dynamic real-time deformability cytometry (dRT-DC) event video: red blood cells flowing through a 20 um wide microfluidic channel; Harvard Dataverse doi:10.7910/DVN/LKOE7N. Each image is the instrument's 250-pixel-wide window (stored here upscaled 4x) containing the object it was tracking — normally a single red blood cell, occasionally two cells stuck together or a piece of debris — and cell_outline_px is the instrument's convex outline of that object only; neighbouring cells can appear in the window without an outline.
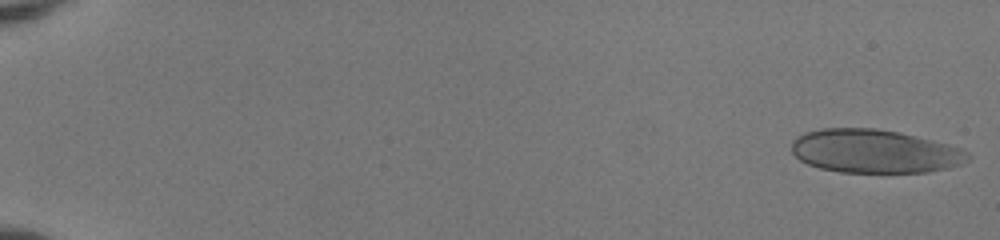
{"species": "human", "species_latin": "Homo sapiens", "temperature_condition": "room temperature", "stored_images_in_passage": 53, "camera_frame_rate_fps": 3000, "um_per_image_px": 0.085, "donor": {"sex": "female"}, "frame": {"image": 1, "passage_image": 1, "time_ms": 0.0, "image_size_px": [1000, 240], "cell_outline_px": [[972, 156], [968, 160], [960, 164], [948, 168], [928, 172], [840, 172], [820, 168], [808, 164], [800, 160], [792, 152], [792, 140], [796, 136], [804, 132], [820, 128], [876, 128], [896, 132], [948, 144], [960, 148], [968, 152]], "centroid_in_image_um": [74.31, 12.85], "position_along_channel_um": 10.7, "area_um2": 44.62}}
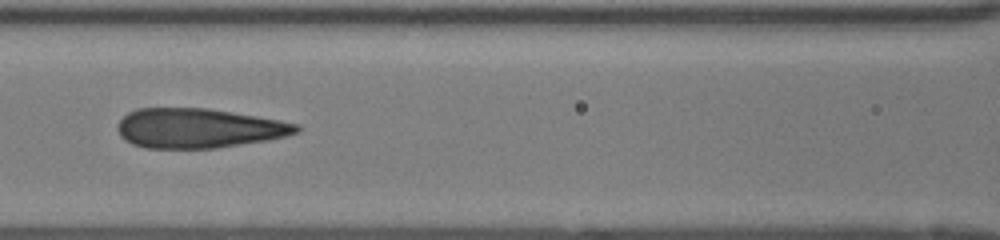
{"frame": {"image": 2, "passage_image": 26, "time_ms": 8.333, "image_size_px": [1000, 240], "cell_outline_px": [[300, 132], [268, 140], [216, 148], [144, 148], [132, 144], [124, 140], [120, 136], [116, 128], [116, 124], [128, 112], [140, 108], [208, 108], [280, 120], [300, 124]], "centroid_in_image_um": [16.86, 10.9], "position_along_channel_um": 149.7, "area_um2": 41.44}}
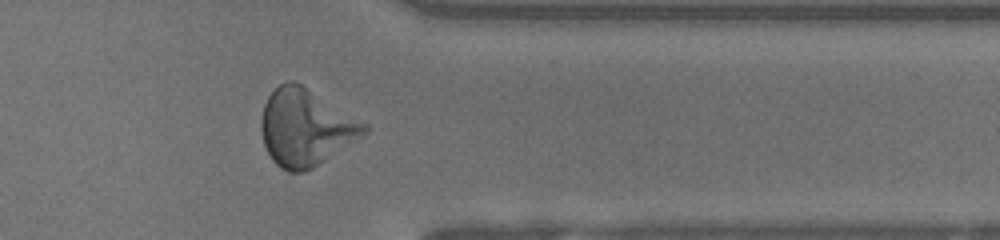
{"frame": {"image": 3, "passage_image": 44, "time_ms": 14.333, "image_size_px": [1000, 240], "cell_outline_px": [[368, 132], [312, 168], [304, 172], [288, 172], [280, 168], [272, 160], [264, 144], [260, 128], [260, 120], [264, 104], [268, 96], [280, 84], [288, 80], [292, 80], [300, 84], [368, 124]], "centroid_in_image_um": [25.95, 10.85], "position_along_channel_um": 385.5, "area_um2": 45.6}, "authors_computed_cell_mechanics": {"area_um2": 43.639, "velocity_mm_per_s": 3.9852, "shape_relaxation_time_tau1_ms": 5.7106, "shape_relaxation_time_tau2_ms": 0.6067, "deformation_change_tau1": 0.2211, "deformation_change_tau2": 0.0767}}